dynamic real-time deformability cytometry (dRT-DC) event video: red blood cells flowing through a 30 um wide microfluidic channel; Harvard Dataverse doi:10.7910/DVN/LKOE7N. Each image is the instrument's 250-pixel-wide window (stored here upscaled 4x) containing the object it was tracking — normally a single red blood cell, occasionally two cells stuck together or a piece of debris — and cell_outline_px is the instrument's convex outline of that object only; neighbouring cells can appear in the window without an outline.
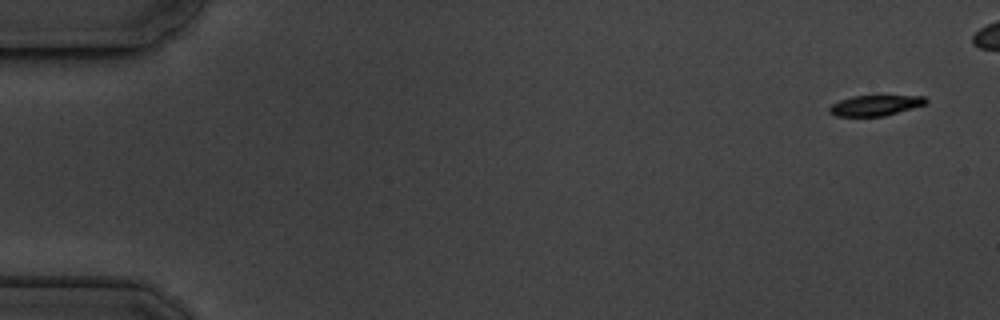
{"species": "common noctule bat (a hibernating species)", "species_latin": "Nyctalus noctula", "temperature_condition": "cold", "stored_images_in_passage": 6, "camera_frame_rate_fps": 3000, "um_per_image_px": 0.085, "animal": {"sex": "male", "body_mass_g": 19.5, "forearm_length_mm": 54.6}, "frame": {"image": 1, "passage_image": 1, "time_ms": 0.0, "image_size_px": [1000, 320], "cell_outline_px": [[928, 100], [924, 104], [884, 116], [836, 116], [828, 112], [828, 108], [832, 104], [840, 100], [852, 96], [924, 96]], "centroid_in_image_um": [74.34, 8.96], "position_along_channel_um": 10.7, "area_um2": 11.33}}